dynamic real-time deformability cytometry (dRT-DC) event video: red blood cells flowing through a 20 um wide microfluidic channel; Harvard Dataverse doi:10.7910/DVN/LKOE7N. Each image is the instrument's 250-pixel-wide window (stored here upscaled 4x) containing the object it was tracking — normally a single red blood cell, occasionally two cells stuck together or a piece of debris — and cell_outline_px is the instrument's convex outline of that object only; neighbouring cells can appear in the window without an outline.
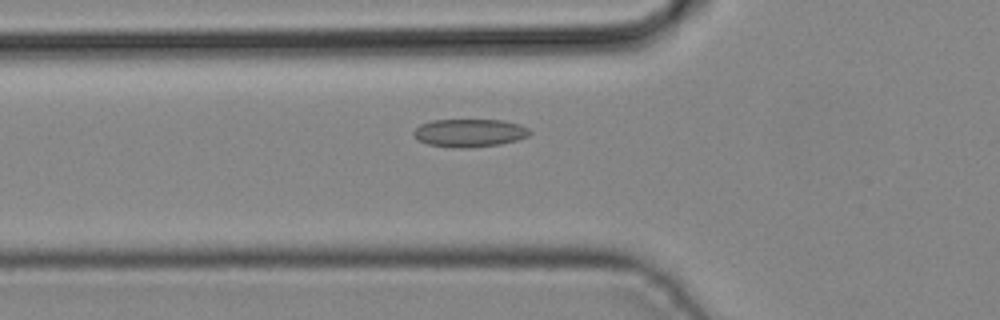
{"species": "common noctule bat (a hibernating species)", "species_latin": "Nyctalus noctula", "temperature_condition": "cold", "stored_images_in_passage": 45, "camera_frame_rate_fps": 3000, "um_per_image_px": 0.085, "animal": {"sex": "male", "body_mass_g": 19.2, "forearm_length_mm": 51.8}, "frame": {"image": 1, "passage_image": 16, "time_ms": 5.0, "image_size_px": [1000, 320], "cell_outline_px": [[532, 132], [528, 136], [516, 140], [500, 144], [468, 148], [452, 148], [428, 144], [420, 140], [412, 132], [420, 124], [432, 120], [504, 120], [520, 124], [528, 128]], "centroid_in_image_um": [39.93, 11.29], "position_along_channel_um": 85.9, "area_um2": 18.96}}
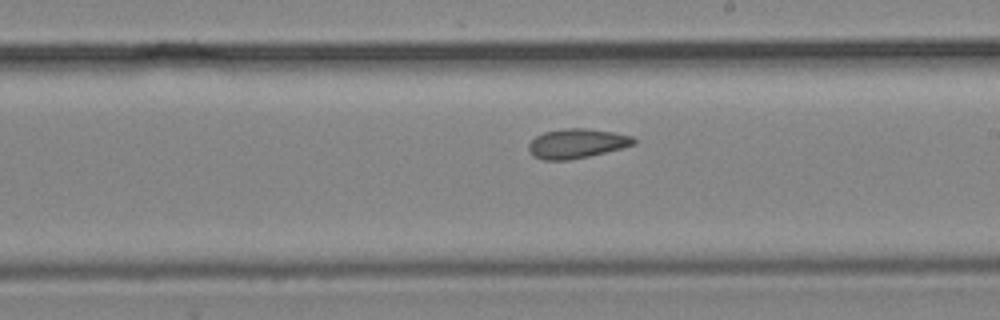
{"frame": {"image": 2, "passage_image": 26, "time_ms": 8.333, "image_size_px": [1000, 320], "cell_outline_px": [[636, 144], [588, 156], [568, 160], [544, 160], [532, 156], [528, 148], [528, 144], [536, 136], [544, 132], [564, 128], [584, 128], [612, 132], [632, 136], [636, 140]], "centroid_in_image_um": [48.99, 12.19], "position_along_channel_um": 240.0, "area_um2": 17.92}}
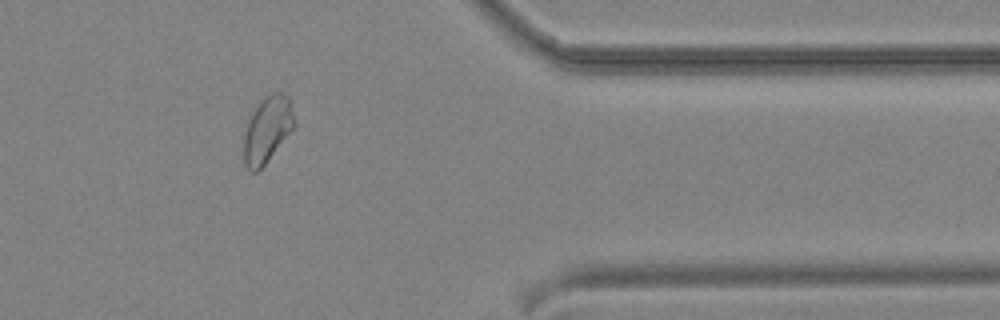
{"frame": {"image": 3, "passage_image": 37, "time_ms": 12.0, "image_size_px": [1000, 320], "cell_outline_px": [[296, 124], [264, 164], [256, 172], [252, 172], [244, 164], [244, 136], [248, 120], [252, 112], [260, 100], [264, 96], [272, 92], [280, 92], [288, 96]], "centroid_in_image_um": [22.71, 10.97], "position_along_channel_um": 388.7, "area_um2": 19.13}}